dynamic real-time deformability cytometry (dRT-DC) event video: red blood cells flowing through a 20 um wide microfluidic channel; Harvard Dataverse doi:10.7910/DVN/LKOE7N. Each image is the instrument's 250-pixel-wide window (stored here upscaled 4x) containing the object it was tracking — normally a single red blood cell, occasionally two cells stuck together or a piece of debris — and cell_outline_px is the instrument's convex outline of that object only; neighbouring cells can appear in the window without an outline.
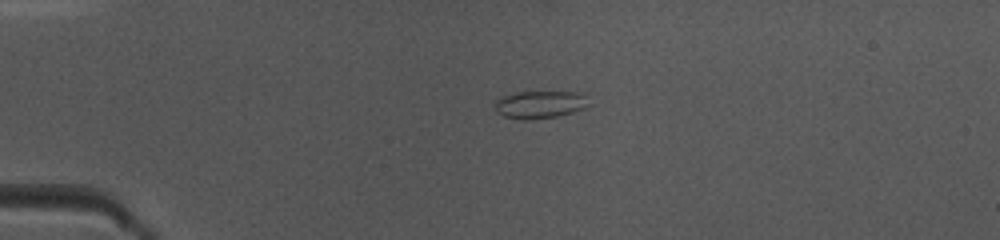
{"species": "common noctule bat (a hibernating species)", "species_latin": "Nyctalus noctula", "temperature_condition": "warm", "stored_images_in_passage": 39, "camera_frame_rate_fps": 3000, "um_per_image_px": 0.085, "animal": {"sex": "female", "body_mass_g": 10.0, "forearm_length_mm": 53.1}, "frame": {"image": 1, "passage_image": 1, "time_ms": 0.0, "image_size_px": [1000, 240], "cell_outline_px": [[588, 104], [584, 108], [572, 112], [556, 116], [524, 120], [504, 116], [496, 112], [496, 100], [504, 96], [516, 92], [584, 92]], "centroid_in_image_um": [45.9, 8.87], "position_along_channel_um": 39.1, "area_um2": 14.85}}
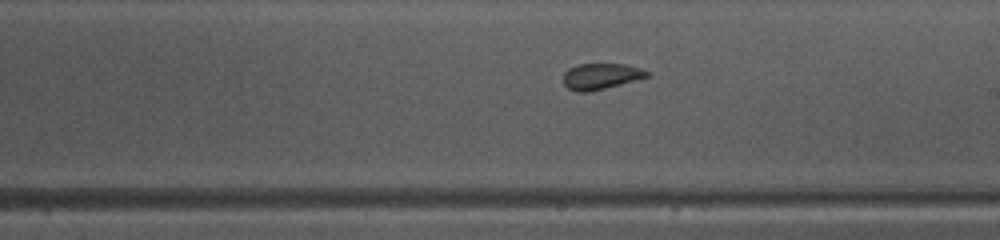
{"frame": {"image": 2, "passage_image": 18, "time_ms": 5.667, "image_size_px": [1000, 240], "cell_outline_px": [[652, 76], [588, 92], [576, 92], [568, 88], [564, 84], [564, 72], [568, 68], [576, 64], [624, 64], [640, 68], [652, 72]], "centroid_in_image_um": [51.1, 6.47], "position_along_channel_um": 237.9, "area_um2": 12.77}}
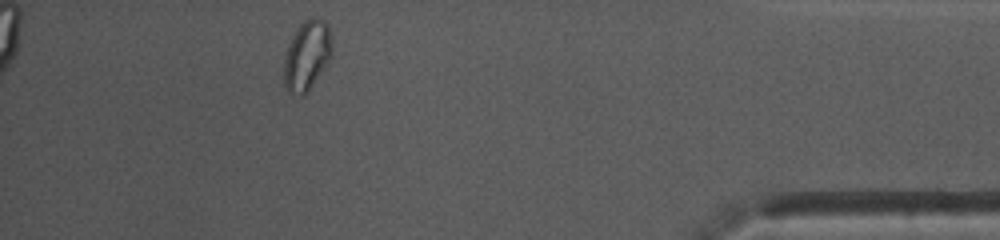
{"frame": {"image": 3, "passage_image": 34, "time_ms": 11.0, "image_size_px": [1000, 240], "cell_outline_px": [[332, 56], [308, 92], [304, 96], [292, 96], [288, 92], [284, 84], [284, 56], [292, 36], [296, 28], [304, 20], [312, 16], [320, 16], [328, 24], [332, 40]], "centroid_in_image_um": [26.1, 4.71], "position_along_channel_um": 409.1, "area_um2": 20.11}, "authors_computed_cell_mechanics": {"area_um2": 13.5252, "velocity_mm_per_s": 4.0259, "shape_relaxation_time_tau1_ms": 10.2507, "shape_relaxation_time_tau2_ms": null, "deformation_change_tau1": 0.1437, "deformation_change_tau2": null}}